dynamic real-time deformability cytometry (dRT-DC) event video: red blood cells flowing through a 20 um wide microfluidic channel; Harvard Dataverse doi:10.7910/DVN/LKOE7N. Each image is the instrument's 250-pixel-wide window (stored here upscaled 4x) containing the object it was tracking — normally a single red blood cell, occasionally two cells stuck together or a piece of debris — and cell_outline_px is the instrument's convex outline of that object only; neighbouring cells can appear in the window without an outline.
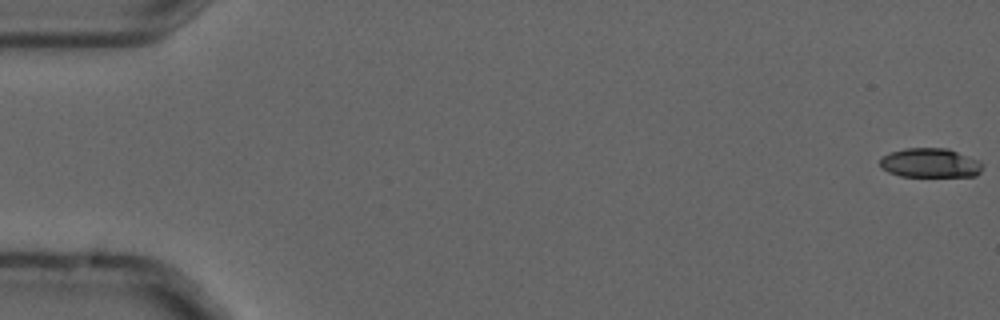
{"species": "common noctule bat (a hibernating species)", "species_latin": "Nyctalus noctula", "temperature_condition": "cold", "stored_images_in_passage": 6, "camera_frame_rate_fps": 3000, "um_per_image_px": 0.085, "animal": {"sex": "male", "forearm_length_mm": 52.5}, "frame": {"image": 1, "passage_image": 1, "time_ms": 0.0, "image_size_px": [1000, 320], "cell_outline_px": [[984, 164], [980, 172], [976, 176], [900, 176], [888, 172], [880, 168], [880, 156], [892, 152], [908, 148], [948, 148], [980, 160]], "centroid_in_image_um": [79.07, 13.85], "position_along_channel_um": 5.9, "area_um2": 17.69}}
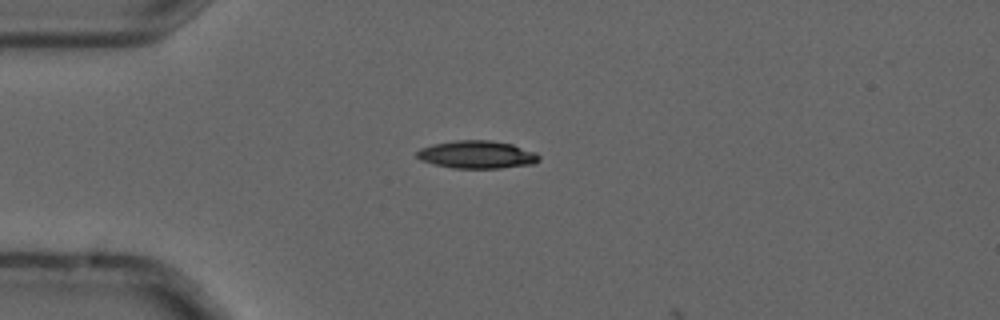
{"frame": {"image": 2, "passage_image": 5, "time_ms": 1.333, "image_size_px": [1000, 320], "cell_outline_px": [[540, 160], [536, 164], [500, 168], [452, 168], [432, 164], [420, 160], [416, 156], [416, 152], [420, 148], [432, 144], [456, 140], [488, 140], [512, 144], [536, 152], [540, 156]], "centroid_in_image_um": [40.54, 13.14], "position_along_channel_um": 44.5, "area_um2": 20.0}}